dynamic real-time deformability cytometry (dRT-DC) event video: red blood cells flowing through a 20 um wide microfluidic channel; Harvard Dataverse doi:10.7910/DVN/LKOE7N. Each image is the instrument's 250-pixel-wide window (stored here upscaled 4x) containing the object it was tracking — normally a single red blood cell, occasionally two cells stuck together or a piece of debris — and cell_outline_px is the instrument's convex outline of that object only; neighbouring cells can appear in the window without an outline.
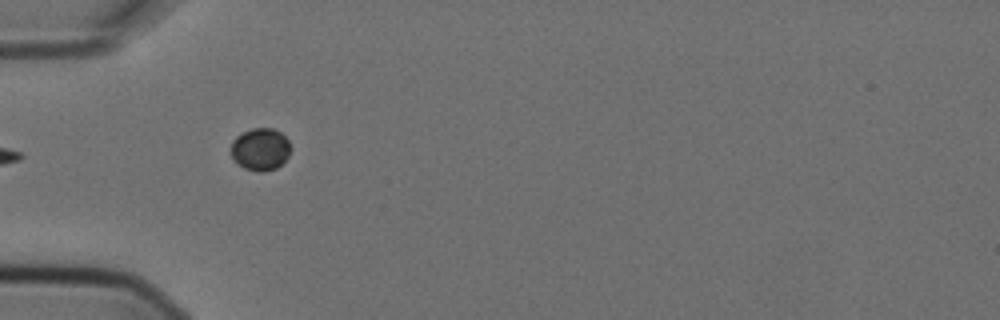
{"species": "Egyptian fruit bat (a non-hibernating species)", "species_latin": "Rousettus aegyptiacus", "temperature_condition": "cold", "stored_images_in_passage": 2, "camera_frame_rate_fps": 3000, "um_per_image_px": 0.085, "animal": {"sex": "female"}, "frame": {"image": 1, "passage_image": 1, "time_ms": 0.0, "image_size_px": [1000, 320], "cell_outline_px": [[292, 148], [288, 156], [276, 168], [264, 172], [256, 172], [244, 168], [232, 156], [232, 140], [236, 136], [252, 128], [272, 128], [280, 132], [288, 140]], "centroid_in_image_um": [22.16, 12.68], "position_along_channel_um": 62.8, "area_um2": 14.62}}
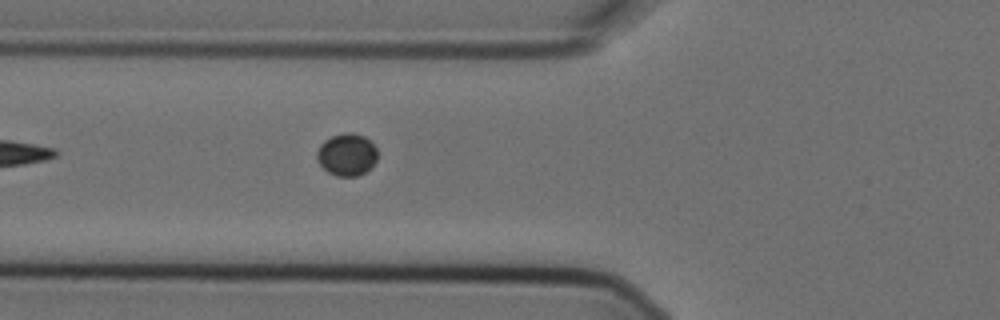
{"frame": {"image": 2, "passage_image": 2, "time_ms": 0.333, "image_size_px": [1000, 320], "cell_outline_px": [[376, 160], [364, 172], [356, 176], [336, 176], [328, 172], [316, 160], [316, 152], [320, 144], [324, 140], [332, 136], [344, 132], [352, 132], [364, 136], [376, 148]], "centroid_in_image_um": [29.43, 13.12], "position_along_channel_um": 96.4, "area_um2": 14.8}}